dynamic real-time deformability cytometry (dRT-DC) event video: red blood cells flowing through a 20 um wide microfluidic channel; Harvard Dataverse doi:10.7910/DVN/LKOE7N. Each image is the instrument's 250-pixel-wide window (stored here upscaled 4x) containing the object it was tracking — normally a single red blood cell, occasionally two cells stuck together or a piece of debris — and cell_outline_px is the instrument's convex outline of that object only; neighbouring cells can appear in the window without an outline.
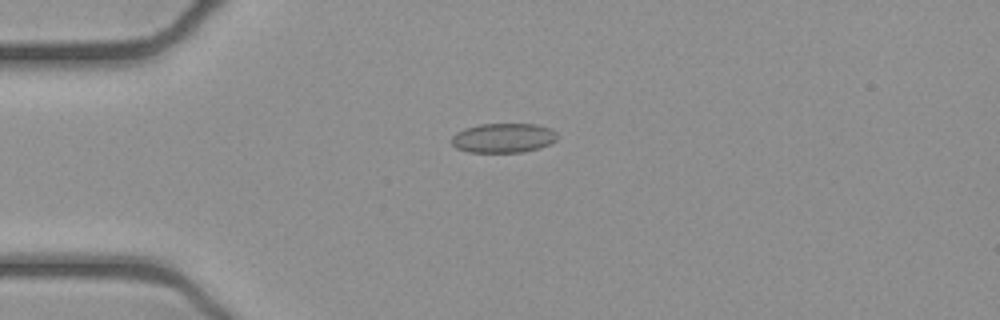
{"species": "common noctule bat (a hibernating species)", "species_latin": "Nyctalus noctula", "temperature_condition": "cold", "stored_images_in_passage": 52, "camera_frame_rate_fps": 3000, "um_per_image_px": 0.085, "animal": {"sex": "female", "body_mass_g": 21.9}, "frame": {"image": 1, "passage_image": 13, "time_ms": 4.0, "image_size_px": [1000, 320], "cell_outline_px": [[556, 140], [540, 148], [520, 152], [468, 152], [456, 148], [452, 144], [452, 136], [456, 132], [464, 128], [480, 124], [536, 124], [552, 128], [556, 132]], "centroid_in_image_um": [42.77, 11.72], "position_along_channel_um": 42.2, "area_um2": 18.21}}
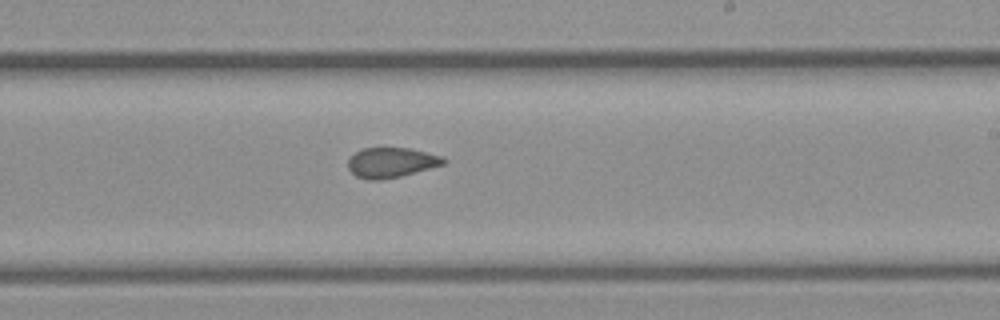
{"frame": {"image": 2, "passage_image": 31, "time_ms": 10.0, "image_size_px": [1000, 320], "cell_outline_px": [[448, 160], [444, 164], [400, 176], [380, 180], [368, 180], [356, 176], [348, 168], [348, 160], [356, 152], [364, 148], [408, 148], [444, 156]], "centroid_in_image_um": [33.27, 13.81], "position_along_channel_um": 255.7, "area_um2": 16.59}}
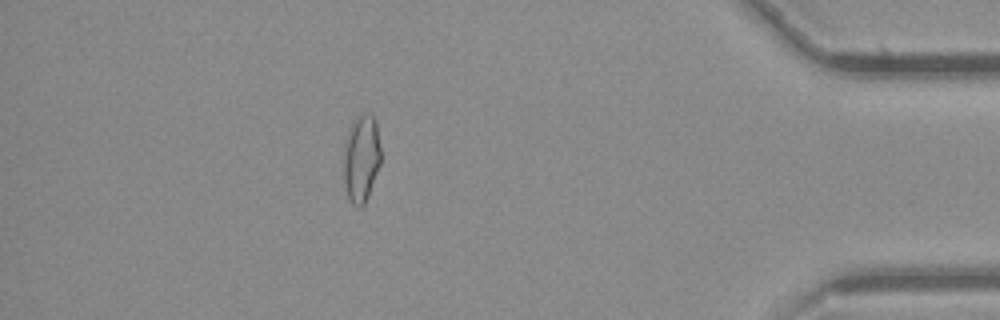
{"frame": {"image": 3, "passage_image": 46, "time_ms": 15.0, "image_size_px": [1000, 320], "cell_outline_px": [[380, 164], [368, 196], [364, 204], [360, 208], [356, 208], [352, 204], [348, 196], [344, 180], [344, 148], [348, 132], [356, 116], [364, 112], [368, 112], [376, 120], [380, 148]], "centroid_in_image_um": [30.72, 13.46], "position_along_channel_um": 404.5, "area_um2": 18.9}, "authors_computed_cell_mechanics": {"area_um2": 18.1781, "velocity_mm_per_s": 3.9412, "shape_relaxation_time_tau1_ms": null, "shape_relaxation_time_tau2_ms": 1.2935, "deformation_change_tau1": null, "deformation_change_tau2": 0.0571}}